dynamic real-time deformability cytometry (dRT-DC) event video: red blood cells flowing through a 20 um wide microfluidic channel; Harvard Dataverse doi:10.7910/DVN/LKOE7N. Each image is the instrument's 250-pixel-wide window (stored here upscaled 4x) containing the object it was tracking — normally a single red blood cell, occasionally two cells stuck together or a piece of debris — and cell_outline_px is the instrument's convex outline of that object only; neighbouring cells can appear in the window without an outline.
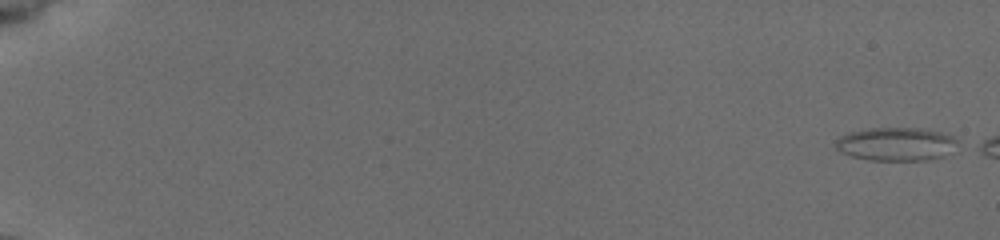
{"species": "common noctule bat (a hibernating species)", "species_latin": "Nyctalus noctula", "temperature_condition": "cold", "stored_images_in_passage": 5, "camera_frame_rate_fps": 3000, "um_per_image_px": 0.085, "animal": {"sex": "female", "body_mass_g": 19.5, "forearm_length_mm": 54.1}, "frame": {"image": 1, "passage_image": 1, "time_ms": 0.0, "image_size_px": [1000, 240], "cell_outline_px": [[956, 140], [944, 156], [924, 160], [868, 160], [852, 156], [840, 152], [836, 148], [836, 140], [840, 136], [852, 132], [868, 128], [920, 128], [940, 132], [952, 136]], "centroid_in_image_um": [76.09, 12.24], "position_along_channel_um": 8.9, "area_um2": 23.24}}